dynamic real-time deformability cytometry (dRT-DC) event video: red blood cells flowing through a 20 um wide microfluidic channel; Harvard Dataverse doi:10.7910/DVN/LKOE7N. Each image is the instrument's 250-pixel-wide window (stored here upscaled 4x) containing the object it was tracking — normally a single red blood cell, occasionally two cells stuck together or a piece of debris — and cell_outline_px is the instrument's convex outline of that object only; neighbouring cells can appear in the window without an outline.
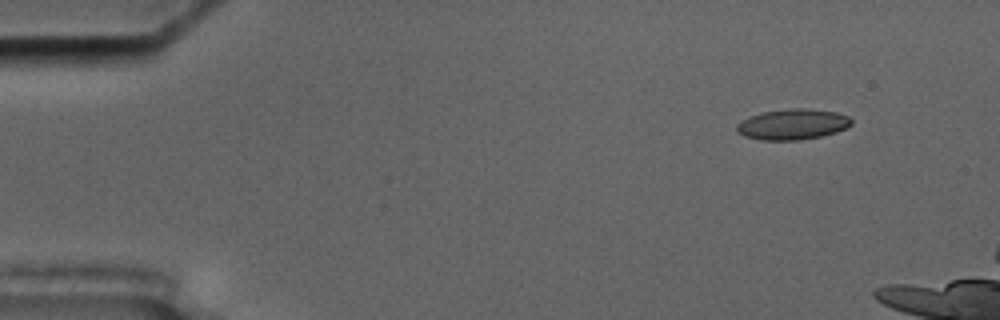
{"species": "common noctule bat (a hibernating species)", "species_latin": "Nyctalus noctula", "temperature_condition": "cold", "stored_images_in_passage": 4, "camera_frame_rate_fps": 3000, "um_per_image_px": 0.085, "animal": {"sex": "male", "body_mass_g": 17.5, "forearm_length_mm": 52.3}, "frame": {"image": 1, "passage_image": 1, "time_ms": 0.0, "image_size_px": [1000, 320], "cell_outline_px": [[852, 124], [836, 132], [820, 136], [800, 140], [764, 140], [744, 136], [736, 132], [736, 124], [740, 120], [764, 112], [788, 108], [804, 108], [836, 112], [848, 116], [852, 120]], "centroid_in_image_um": [67.35, 10.57], "position_along_channel_um": 17.7, "area_um2": 20.4}}